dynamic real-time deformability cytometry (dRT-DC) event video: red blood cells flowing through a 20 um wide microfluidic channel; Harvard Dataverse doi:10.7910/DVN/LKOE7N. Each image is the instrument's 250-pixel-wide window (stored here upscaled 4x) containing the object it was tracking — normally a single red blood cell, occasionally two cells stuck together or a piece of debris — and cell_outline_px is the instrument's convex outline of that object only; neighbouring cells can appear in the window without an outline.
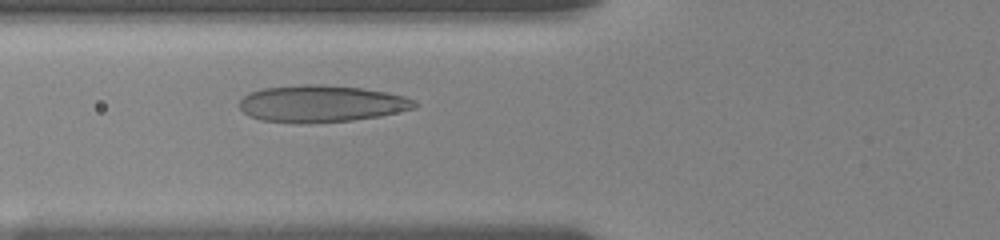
{"species": "human", "species_latin": "Homo sapiens", "temperature_condition": "room temperature", "stored_images_in_passage": 32, "camera_frame_rate_fps": 3000, "um_per_image_px": 0.085, "donor": {"sex": "female"}, "frame": {"image": 1, "passage_image": 9, "time_ms": 3.667, "image_size_px": [1000, 240], "cell_outline_px": [[420, 104], [416, 108], [380, 116], [352, 120], [300, 124], [260, 120], [248, 116], [240, 108], [240, 100], [244, 96], [252, 92], [264, 88], [304, 84], [316, 84], [360, 88], [388, 92], [404, 96], [416, 100]], "centroid_in_image_um": [27.34, 8.82], "position_along_channel_um": 98.5, "area_um2": 37.8}}
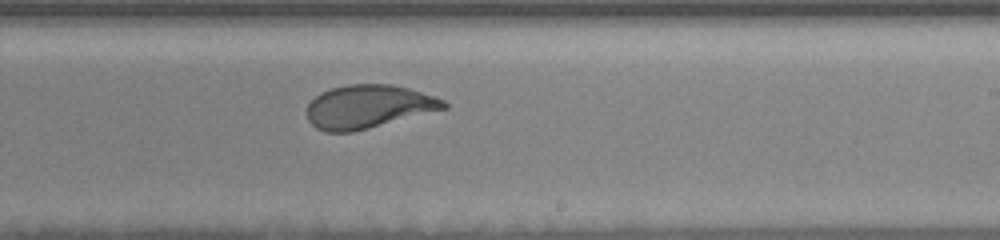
{"frame": {"image": 2, "passage_image": 19, "time_ms": 8.0, "image_size_px": [1000, 240], "cell_outline_px": [[448, 108], [352, 132], [324, 132], [316, 128], [308, 120], [304, 112], [308, 104], [320, 92], [332, 88], [348, 84], [392, 84], [408, 88], [436, 96], [444, 100], [448, 104]], "centroid_in_image_um": [31.28, 9.06], "position_along_channel_um": 257.7, "area_um2": 34.74}}
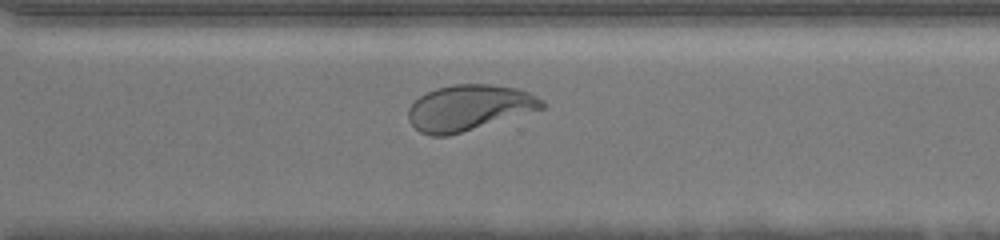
{"frame": {"image": 3, "passage_image": 24, "time_ms": 10.0, "image_size_px": [1000, 240], "cell_outline_px": [[544, 108], [448, 136], [432, 136], [420, 132], [408, 120], [408, 108], [420, 96], [436, 88], [456, 84], [492, 84], [516, 88], [528, 92], [544, 100]], "centroid_in_image_um": [39.85, 9.15], "position_along_channel_um": 330.7, "area_um2": 35.32}, "authors_computed_cell_mechanics": {"area_um2": 36.2406, "velocity_mm_per_s": 3.6697, "shape_relaxation_time_tau1_ms": 3.6213, "shape_relaxation_time_tau2_ms": null, "deformation_change_tau1": 0.1536, "deformation_change_tau2": null}}